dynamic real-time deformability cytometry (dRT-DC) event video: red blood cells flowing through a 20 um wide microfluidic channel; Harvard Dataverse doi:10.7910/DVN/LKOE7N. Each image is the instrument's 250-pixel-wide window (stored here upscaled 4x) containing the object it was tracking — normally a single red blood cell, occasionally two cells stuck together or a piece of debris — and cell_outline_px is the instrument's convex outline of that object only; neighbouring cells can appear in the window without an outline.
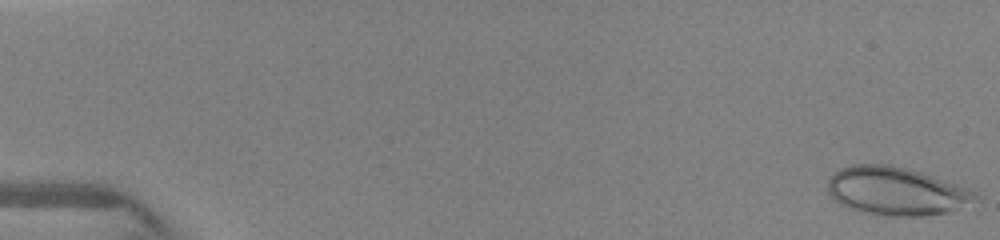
{"species": "human", "species_latin": "Homo sapiens", "temperature_condition": "warm", "stored_images_in_passage": 16, "camera_frame_rate_fps": 3000, "um_per_image_px": 0.085, "donor": {"sex": "female"}, "frame": {"image": 1, "passage_image": 1, "time_ms": 0.0, "image_size_px": [1000, 240], "cell_outline_px": [[980, 200], [948, 212], [920, 216], [884, 216], [860, 212], [848, 208], [840, 204], [824, 188], [828, 180], [840, 168], [852, 164], [888, 164], [920, 172], [972, 188], [980, 192]], "centroid_in_image_um": [76.22, 16.25], "position_along_channel_um": 8.8, "area_um2": 42.08}}